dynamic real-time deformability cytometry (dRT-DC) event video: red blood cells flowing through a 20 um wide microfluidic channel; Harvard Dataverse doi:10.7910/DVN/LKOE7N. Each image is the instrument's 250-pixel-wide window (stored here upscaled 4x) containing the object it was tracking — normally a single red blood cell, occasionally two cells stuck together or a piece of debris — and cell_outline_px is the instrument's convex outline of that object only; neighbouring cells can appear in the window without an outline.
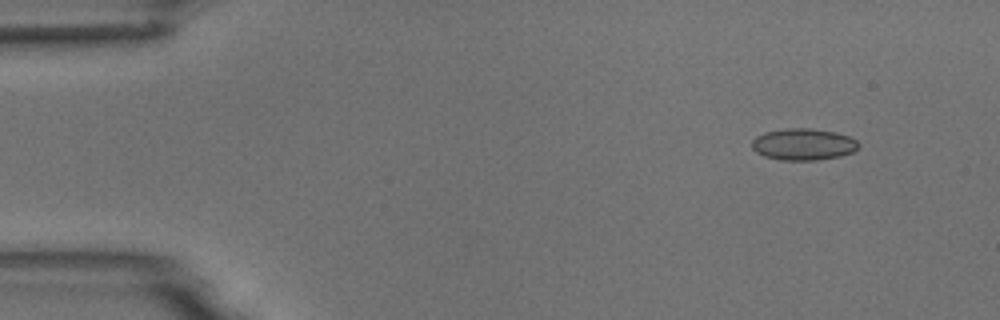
{"species": "common noctule bat (a hibernating species)", "species_latin": "Nyctalus noctula", "temperature_condition": "room temperature", "stored_images_in_passage": 3, "camera_frame_rate_fps": 3000, "um_per_image_px": 0.085, "animal": {"sex": "male", "body_mass_g": 18.8}, "frame": {"image": 1, "passage_image": 1, "time_ms": 0.0, "image_size_px": [1000, 320], "cell_outline_px": [[860, 144], [852, 152], [840, 156], [816, 160], [780, 160], [764, 156], [756, 152], [752, 148], [752, 140], [756, 136], [764, 132], [784, 128], [812, 128], [836, 132], [848, 136], [856, 140]], "centroid_in_image_um": [68.26, 12.26], "position_along_channel_um": 16.7, "area_um2": 19.77}}